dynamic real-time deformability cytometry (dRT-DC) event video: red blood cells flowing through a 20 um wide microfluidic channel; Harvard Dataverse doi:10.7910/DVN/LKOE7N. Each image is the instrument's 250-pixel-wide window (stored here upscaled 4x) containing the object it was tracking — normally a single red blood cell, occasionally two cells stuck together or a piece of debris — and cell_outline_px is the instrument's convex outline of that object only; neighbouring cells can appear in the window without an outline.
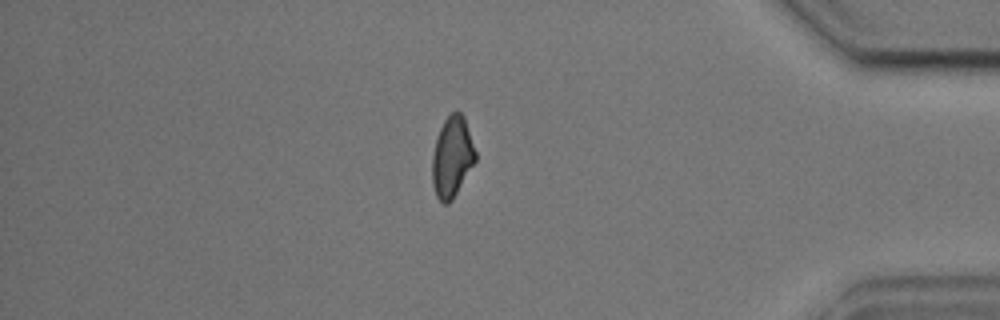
{"species": "common noctule bat (a hibernating species)", "species_latin": "Nyctalus noctula", "temperature_condition": "cold", "stored_images_in_passage": 36, "camera_frame_rate_fps": 3000, "um_per_image_px": 0.085, "animal": {"sex": "male", "body_mass_g": 17.9, "forearm_length_mm": 54.2}, "frame": {"image": 1, "passage_image": 31, "time_ms": 10.0, "image_size_px": [1000, 320], "cell_outline_px": [[476, 160], [452, 200], [448, 204], [444, 204], [436, 196], [432, 184], [432, 156], [436, 140], [440, 128], [444, 120], [452, 112], [460, 112], [464, 116], [476, 152]], "centroid_in_image_um": [38.42, 13.35], "position_along_channel_um": 396.8, "area_um2": 20.17}, "authors_computed_cell_mechanics": {"area_um2": 21.4149, "velocity_mm_per_s": 3.606, "shape_relaxation_time_tau1_ms": 3.4922, "shape_relaxation_time_tau2_ms": 2.762, "deformation_change_tau1": 0.1043, "deformation_change_tau2": 0.0698}}